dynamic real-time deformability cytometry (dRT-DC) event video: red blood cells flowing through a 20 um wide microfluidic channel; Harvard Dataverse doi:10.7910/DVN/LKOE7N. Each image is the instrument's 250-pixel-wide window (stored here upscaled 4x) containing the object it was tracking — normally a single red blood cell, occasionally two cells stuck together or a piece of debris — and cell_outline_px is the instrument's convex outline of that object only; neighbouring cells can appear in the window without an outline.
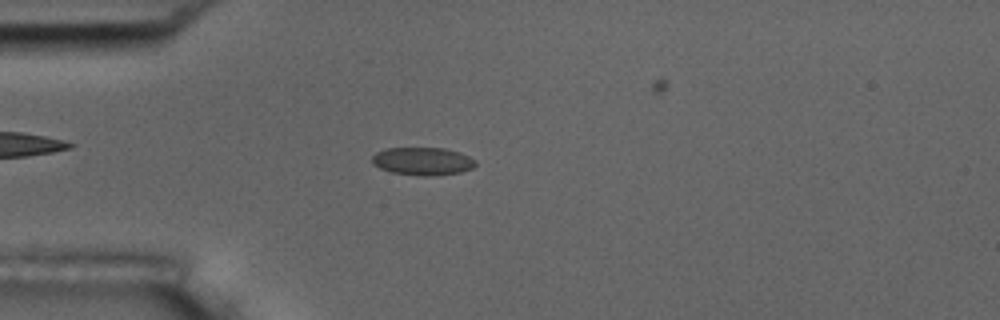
{"species": "common noctule bat (a hibernating species)", "species_latin": "Nyctalus noctula", "temperature_condition": "room temperature", "stored_images_in_passage": 6, "camera_frame_rate_fps": 3000, "um_per_image_px": 0.085, "animal": {"sex": "male", "body_mass_g": 17.5, "forearm_length_mm": 52.3}, "frame": {"image": 1, "passage_image": 4, "time_ms": 3.667, "image_size_px": [1000, 320], "cell_outline_px": [[476, 164], [472, 168], [460, 172], [432, 176], [424, 176], [392, 172], [380, 168], [372, 164], [372, 156], [376, 152], [388, 148], [444, 148], [460, 152], [476, 160]], "centroid_in_image_um": [35.93, 13.7], "position_along_channel_um": 49.1, "area_um2": 16.76}}